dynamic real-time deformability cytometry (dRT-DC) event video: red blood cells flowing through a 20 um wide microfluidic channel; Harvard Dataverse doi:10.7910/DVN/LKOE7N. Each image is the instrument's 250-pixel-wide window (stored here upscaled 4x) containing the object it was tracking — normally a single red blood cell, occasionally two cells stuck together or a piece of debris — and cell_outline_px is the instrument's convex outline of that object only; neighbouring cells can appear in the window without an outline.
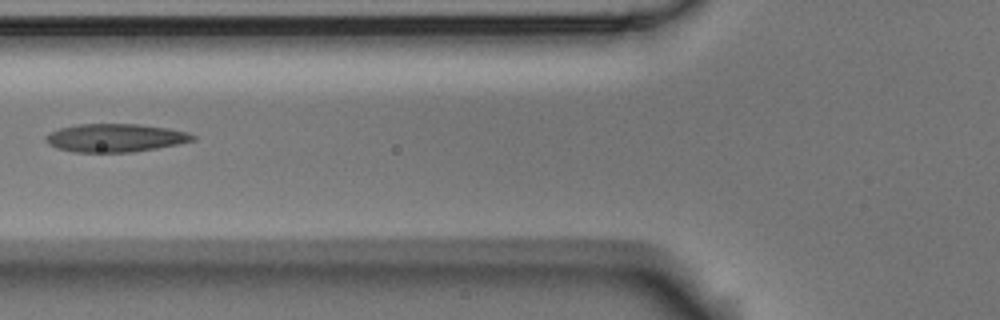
{"species": "Egyptian fruit bat (a non-hibernating species)", "species_latin": "Rousettus aegyptiacus", "temperature_condition": "room temperature", "stored_images_in_passage": 2, "camera_frame_rate_fps": 3000, "um_per_image_px": 0.085, "animal": {"sex": "male"}, "frame": {"image": 1, "passage_image": 2, "time_ms": 1.333, "image_size_px": [1000, 320], "cell_outline_px": [[196, 140], [156, 148], [132, 152], [72, 152], [56, 148], [48, 144], [44, 140], [44, 136], [60, 128], [80, 124], [136, 124], [164, 128], [188, 132], [196, 136]], "centroid_in_image_um": [9.76, 11.72], "position_along_channel_um": 116.0, "area_um2": 23.99}}